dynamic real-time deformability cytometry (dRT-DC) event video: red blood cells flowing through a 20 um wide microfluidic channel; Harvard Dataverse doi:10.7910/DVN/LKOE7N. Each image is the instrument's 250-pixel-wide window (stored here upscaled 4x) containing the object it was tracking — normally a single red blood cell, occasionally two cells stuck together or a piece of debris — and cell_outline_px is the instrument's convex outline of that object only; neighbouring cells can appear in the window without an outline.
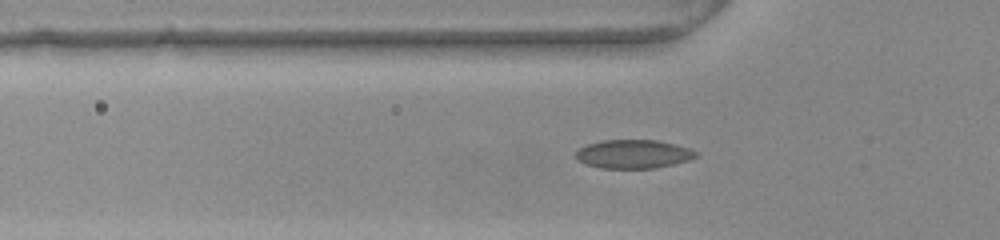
{"species": "common noctule bat (a hibernating species)", "species_latin": "Nyctalus noctula", "temperature_condition": "warm", "stored_images_in_passage": 32, "camera_frame_rate_fps": 3000, "um_per_image_px": 0.085, "animal": {"sex": "female", "body_mass_g": 22.0, "forearm_length_mm": 56.7}, "frame": {"image": 1, "passage_image": 5, "time_ms": 1.333, "image_size_px": [1000, 240], "cell_outline_px": [[700, 156], [688, 160], [656, 168], [600, 168], [584, 164], [576, 160], [576, 152], [580, 148], [588, 144], [604, 140], [656, 140], [688, 148], [700, 152]], "centroid_in_image_um": [53.84, 13.1], "position_along_channel_um": 72.0, "area_um2": 20.06}}
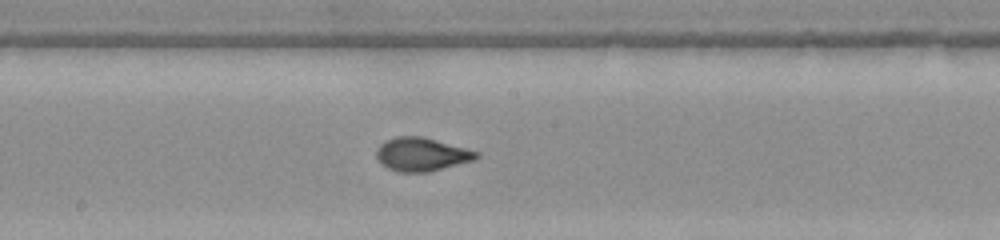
{"frame": {"image": 2, "passage_image": 16, "time_ms": 5.0, "image_size_px": [1000, 240], "cell_outline_px": [[480, 156], [472, 160], [428, 172], [396, 172], [380, 164], [376, 156], [376, 148], [384, 140], [396, 136], [420, 136], [480, 152]], "centroid_in_image_um": [35.77, 13.12], "position_along_channel_um": 212.4, "area_um2": 19.42}}
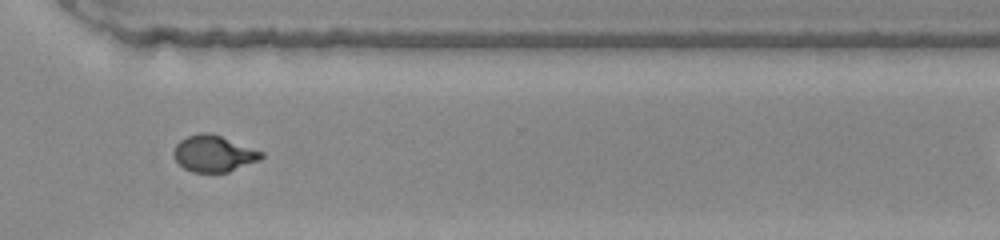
{"frame": {"image": 3, "passage_image": 27, "time_ms": 8.667, "image_size_px": [1000, 240], "cell_outline_px": [[264, 156], [260, 160], [228, 172], [192, 172], [184, 168], [176, 160], [172, 152], [176, 144], [180, 140], [188, 136], [200, 132], [212, 132], [264, 152]], "centroid_in_image_um": [18.17, 13.04], "position_along_channel_um": 352.4, "area_um2": 18.73}}